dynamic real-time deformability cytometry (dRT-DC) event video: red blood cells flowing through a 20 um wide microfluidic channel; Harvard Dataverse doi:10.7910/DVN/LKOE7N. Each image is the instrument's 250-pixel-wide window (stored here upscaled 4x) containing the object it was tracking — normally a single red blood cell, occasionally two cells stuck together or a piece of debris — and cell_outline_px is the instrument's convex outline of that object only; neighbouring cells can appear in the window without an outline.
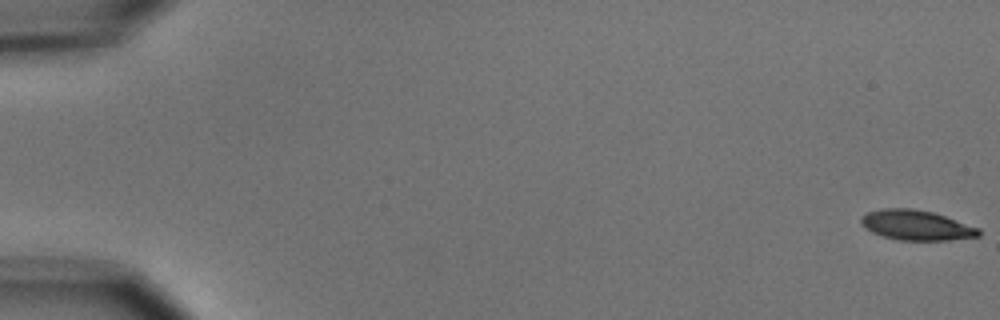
{"species": "common noctule bat (a hibernating species)", "species_latin": "Nyctalus noctula", "temperature_condition": "cold", "stored_images_in_passage": 6, "camera_frame_rate_fps": 3000, "um_per_image_px": 0.085, "animal": {"sex": "male", "body_mass_g": 15.6}, "frame": {"image": 1, "passage_image": 1, "time_ms": 0.0, "image_size_px": [1000, 320], "cell_outline_px": [[980, 236], [948, 240], [900, 240], [880, 236], [872, 232], [860, 224], [860, 216], [868, 212], [884, 208], [912, 208], [932, 212], [980, 228]], "centroid_in_image_um": [77.85, 19.14], "position_along_channel_um": 7.1, "area_um2": 20.58}}
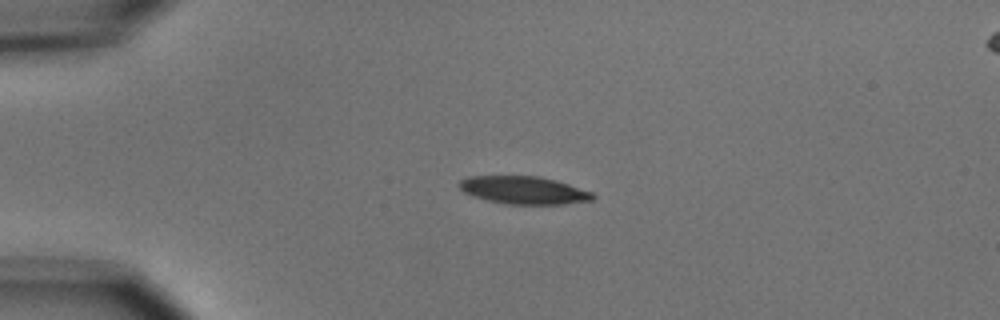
{"frame": {"image": 2, "passage_image": 4, "time_ms": 4.333, "image_size_px": [1000, 320], "cell_outline_px": [[596, 196], [592, 200], [564, 204], [504, 204], [472, 196], [464, 192], [456, 184], [460, 180], [468, 176], [540, 176], [556, 180], [592, 192]], "centroid_in_image_um": [44.49, 16.16], "position_along_channel_um": 40.5, "area_um2": 21.68}}
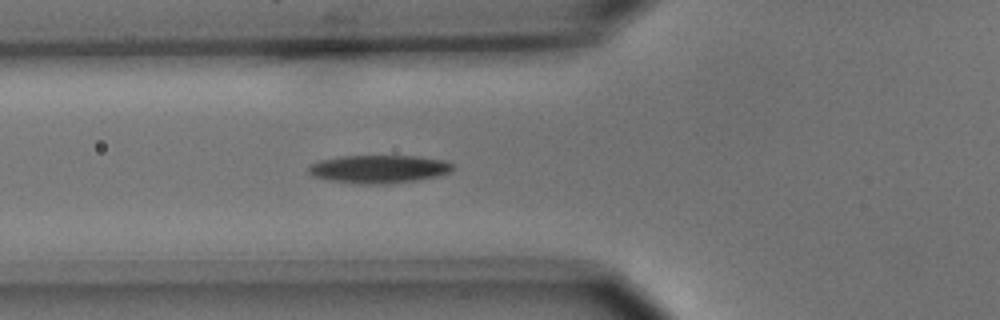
{"frame": {"image": 3, "passage_image": 6, "time_ms": 6.667, "image_size_px": [1000, 320], "cell_outline_px": [[452, 168], [448, 172], [440, 176], [416, 180], [388, 184], [360, 184], [332, 180], [312, 176], [308, 172], [308, 168], [312, 164], [320, 160], [340, 156], [420, 156], [444, 160], [452, 164]], "centroid_in_image_um": [32.21, 14.37], "position_along_channel_um": 93.6, "area_um2": 23.52}}